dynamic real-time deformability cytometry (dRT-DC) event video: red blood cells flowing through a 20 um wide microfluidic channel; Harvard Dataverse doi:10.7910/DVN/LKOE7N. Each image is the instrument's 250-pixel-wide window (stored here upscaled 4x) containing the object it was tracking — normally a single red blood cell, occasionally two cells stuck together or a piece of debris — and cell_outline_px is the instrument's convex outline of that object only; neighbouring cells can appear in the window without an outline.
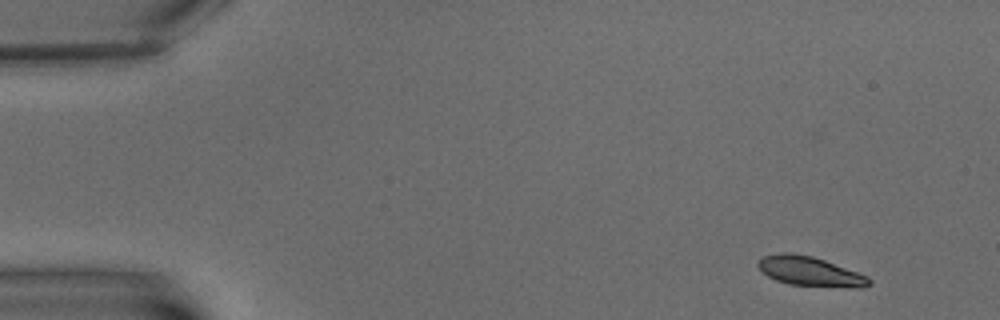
{"species": "common noctule bat (a hibernating species)", "species_latin": "Nyctalus noctula", "temperature_condition": "warm", "stored_images_in_passage": 5, "camera_frame_rate_fps": 3000, "um_per_image_px": 0.085, "animal": {"sex": "male", "body_mass_g": 15.6}, "frame": {"image": 1, "passage_image": 1, "time_ms": 0.0, "image_size_px": [1000, 320], "cell_outline_px": [[872, 284], [864, 288], [848, 288], [788, 284], [776, 280], [768, 276], [756, 264], [764, 256], [780, 252], [792, 252], [812, 256], [824, 260], [868, 276], [872, 280]], "centroid_in_image_um": [68.9, 23.08], "position_along_channel_um": 16.1, "area_um2": 19.19}}
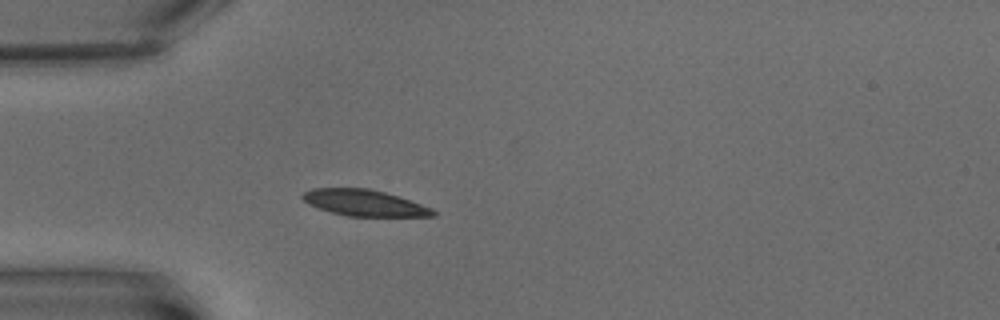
{"frame": {"image": 2, "passage_image": 5, "time_ms": 4.667, "image_size_px": [1000, 320], "cell_outline_px": [[436, 216], [348, 216], [332, 212], [308, 204], [300, 196], [304, 192], [312, 188], [368, 188], [384, 192], [432, 208], [436, 212]], "centroid_in_image_um": [30.94, 17.24], "position_along_channel_um": 54.1, "area_um2": 19.65}}